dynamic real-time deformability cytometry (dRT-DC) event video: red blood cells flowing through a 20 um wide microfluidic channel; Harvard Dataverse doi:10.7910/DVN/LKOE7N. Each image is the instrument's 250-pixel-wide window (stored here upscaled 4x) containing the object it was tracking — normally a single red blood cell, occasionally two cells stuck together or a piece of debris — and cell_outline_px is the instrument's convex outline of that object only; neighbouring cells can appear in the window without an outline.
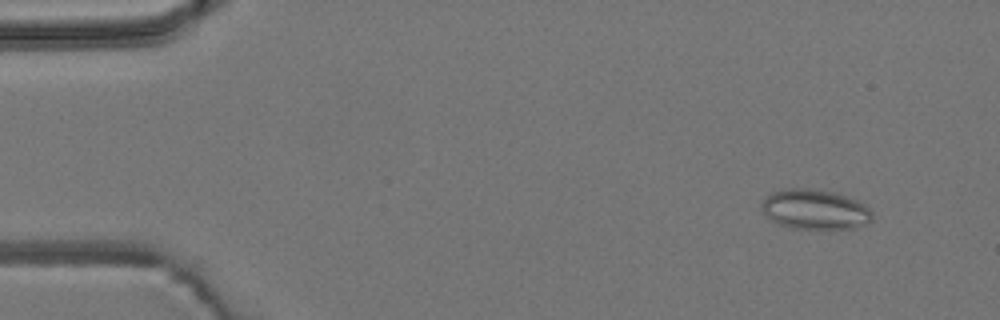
{"species": "common noctule bat (a hibernating species)", "species_latin": "Nyctalus noctula", "temperature_condition": "room temperature", "stored_images_in_passage": 54, "camera_frame_rate_fps": 3000, "um_per_image_px": 0.085, "animal": {"sex": "male", "body_mass_g": 19.2, "forearm_length_mm": 51.8}, "frame": {"image": 1, "passage_image": 5, "time_ms": 1.333, "image_size_px": [1000, 320], "cell_outline_px": [[872, 220], [868, 224], [856, 228], [788, 228], [776, 224], [760, 208], [760, 204], [764, 196], [772, 192], [788, 188], [808, 188], [836, 192], [856, 200], [864, 204], [872, 212]], "centroid_in_image_um": [69.25, 17.79], "position_along_channel_um": 15.8, "area_um2": 26.01}}
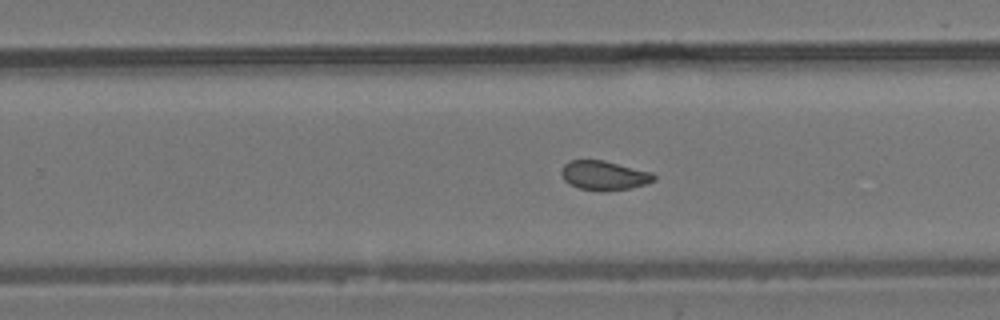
{"frame": {"image": 2, "passage_image": 34, "time_ms": 11.0, "image_size_px": [1000, 320], "cell_outline_px": [[656, 180], [644, 184], [628, 188], [604, 192], [580, 188], [564, 180], [560, 172], [564, 164], [568, 160], [604, 160], [652, 172], [656, 176]], "centroid_in_image_um": [51.35, 14.9], "position_along_channel_um": 278.5, "area_um2": 15.78}}
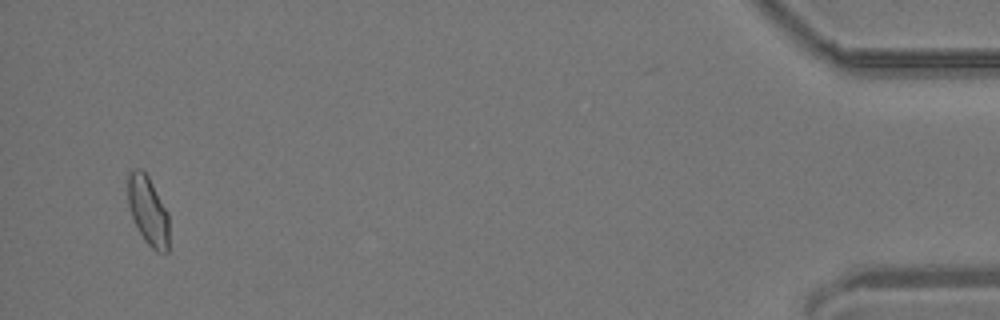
{"frame": {"image": 3, "passage_image": 52, "time_ms": 17.0, "image_size_px": [1000, 320], "cell_outline_px": [[168, 252], [156, 252], [144, 240], [132, 216], [128, 204], [128, 172], [132, 168], [140, 168], [148, 176], [168, 212]], "centroid_in_image_um": [12.58, 17.89], "position_along_channel_um": 422.6, "area_um2": 16.42}, "authors_computed_cell_mechanics": {"area_um2": 16.5308, "velocity_mm_per_s": 3.828, "shape_relaxation_time_tau1_ms": null, "shape_relaxation_time_tau2_ms": 1.5476, "deformation_change_tau1": null, "deformation_change_tau2": 0.0713}}